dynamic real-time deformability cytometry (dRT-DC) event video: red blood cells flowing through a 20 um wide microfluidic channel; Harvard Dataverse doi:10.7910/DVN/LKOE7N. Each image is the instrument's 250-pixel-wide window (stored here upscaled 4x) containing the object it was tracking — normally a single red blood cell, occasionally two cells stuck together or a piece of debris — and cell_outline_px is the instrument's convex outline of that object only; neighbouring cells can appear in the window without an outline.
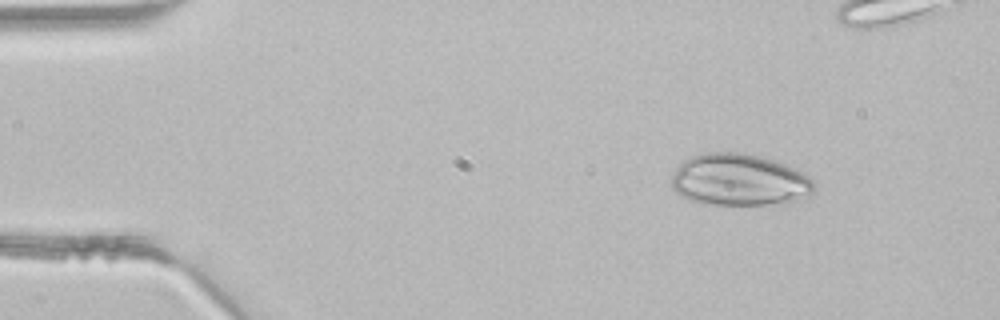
{"species": "common noctule bat (a hibernating species)", "species_latin": "Nyctalus noctula", "temperature_condition": "room temperature", "stored_images_in_passage": 4, "camera_frame_rate_fps": 3000, "um_per_image_px": 0.085, "animal": {"sex": "male", "body_mass_g": 21.5, "forearm_length_mm": 52.0}, "frame": {"image": 1, "passage_image": 1, "time_ms": 0.0, "image_size_px": [1000, 320], "cell_outline_px": [[816, 188], [812, 196], [796, 200], [768, 204], [700, 204], [676, 192], [672, 188], [672, 176], [676, 168], [684, 160], [692, 156], [704, 152], [744, 152], [776, 160], [808, 176], [816, 184]], "centroid_in_image_um": [62.85, 15.28], "position_along_channel_um": 22.1, "area_um2": 43.18}}